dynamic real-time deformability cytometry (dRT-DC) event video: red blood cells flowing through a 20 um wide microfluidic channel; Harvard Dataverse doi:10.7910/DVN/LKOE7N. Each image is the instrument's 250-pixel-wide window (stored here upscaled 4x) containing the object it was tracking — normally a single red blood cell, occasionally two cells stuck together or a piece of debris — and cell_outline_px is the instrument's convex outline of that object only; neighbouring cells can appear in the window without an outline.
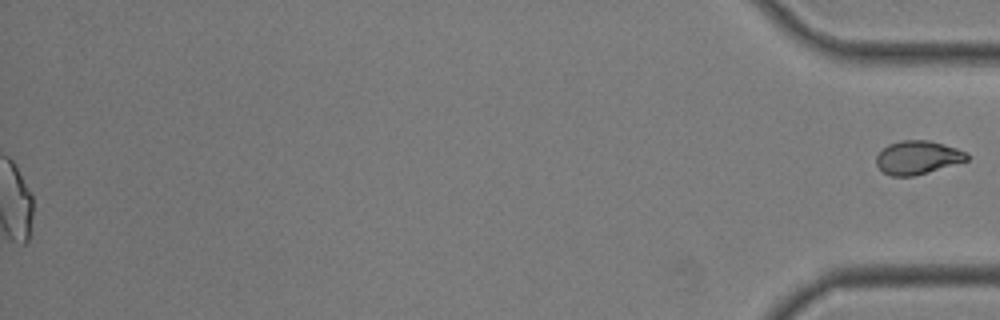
{"species": "common noctule bat (a hibernating species)", "species_latin": "Nyctalus noctula", "temperature_condition": "room temperature", "stored_images_in_passage": 42, "segment_of_instrument_passage": [2, 2], "camera_frame_rate_fps": 3000, "um_per_image_px": 0.085, "animal": {"sex": "male", "body_mass_g": 19.0, "forearm_length_mm": 50.8}, "frame": {"image": 1, "passage_image": 42, "time_ms": 13.667, "image_size_px": [1000, 320], "cell_outline_px": [[968, 160], [912, 176], [892, 176], [884, 172], [876, 164], [876, 156], [888, 144], [900, 140], [928, 140], [944, 144], [956, 148], [964, 152], [968, 156]], "centroid_in_image_um": [77.97, 13.37], "position_along_channel_um": 357.2, "area_um2": 17.34}}